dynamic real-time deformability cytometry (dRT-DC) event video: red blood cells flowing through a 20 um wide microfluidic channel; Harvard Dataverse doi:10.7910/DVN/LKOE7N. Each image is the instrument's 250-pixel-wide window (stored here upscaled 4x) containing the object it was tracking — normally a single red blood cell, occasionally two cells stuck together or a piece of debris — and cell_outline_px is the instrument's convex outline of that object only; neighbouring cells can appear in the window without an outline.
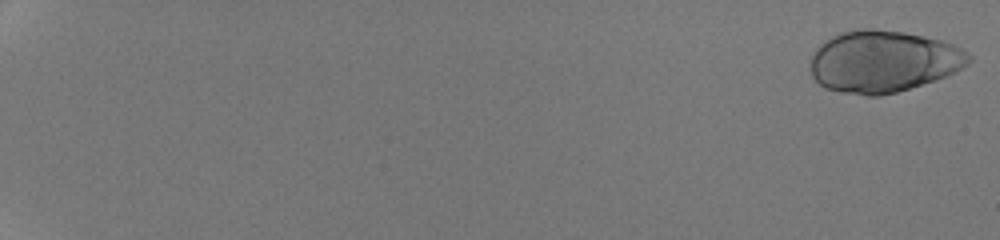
{"species": "human", "species_latin": "Homo sapiens", "temperature_condition": "room temperature", "stored_images_in_passage": 11, "camera_frame_rate_fps": 3000, "um_per_image_px": 0.085, "donor": {"sex": "male"}, "frame": {"image": 1, "passage_image": 1, "time_ms": 0.0, "image_size_px": [1000, 240], "cell_outline_px": [[972, 60], [968, 64], [956, 72], [936, 80], [896, 92], [880, 96], [868, 96], [840, 92], [824, 88], [812, 76], [808, 68], [808, 64], [816, 48], [820, 44], [832, 36], [840, 32], [856, 28], [872, 28], [904, 32], [944, 40], [968, 52], [972, 56]], "centroid_in_image_um": [75.06, 5.22], "position_along_channel_um": 9.9, "area_um2": 57.74}}